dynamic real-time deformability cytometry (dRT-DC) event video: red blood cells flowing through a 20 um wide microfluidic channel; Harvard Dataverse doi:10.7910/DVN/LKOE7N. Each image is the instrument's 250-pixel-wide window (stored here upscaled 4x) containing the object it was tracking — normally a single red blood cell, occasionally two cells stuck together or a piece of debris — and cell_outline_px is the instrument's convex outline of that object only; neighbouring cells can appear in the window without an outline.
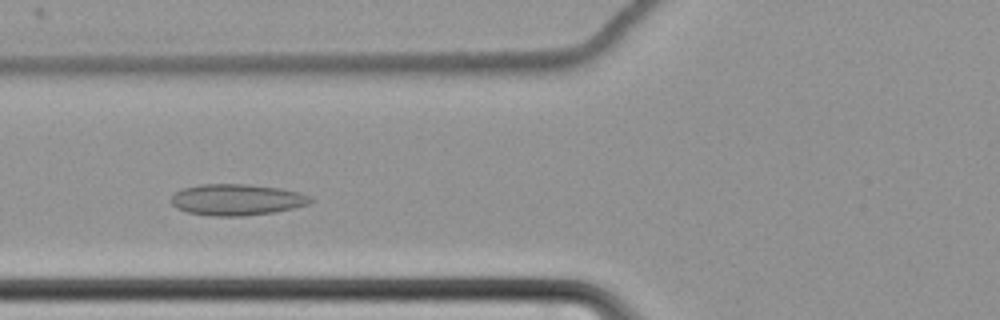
{"species": "common noctule bat (a hibernating species)", "species_latin": "Nyctalus noctula", "temperature_condition": "cold", "stored_images_in_passage": 45, "camera_frame_rate_fps": 3000, "um_per_image_px": 0.085, "animal": {"sex": "female", "body_mass_g": 22.7, "forearm_length_mm": 54.2}, "frame": {"image": 1, "passage_image": 14, "time_ms": 4.333, "image_size_px": [1000, 320], "cell_outline_px": [[312, 200], [308, 204], [292, 208], [272, 212], [244, 216], [212, 216], [188, 212], [176, 208], [172, 204], [172, 196], [176, 192], [184, 188], [200, 184], [248, 184], [280, 188], [300, 192], [308, 196]], "centroid_in_image_um": [20.11, 16.97], "position_along_channel_um": 105.7, "area_um2": 25.2}}
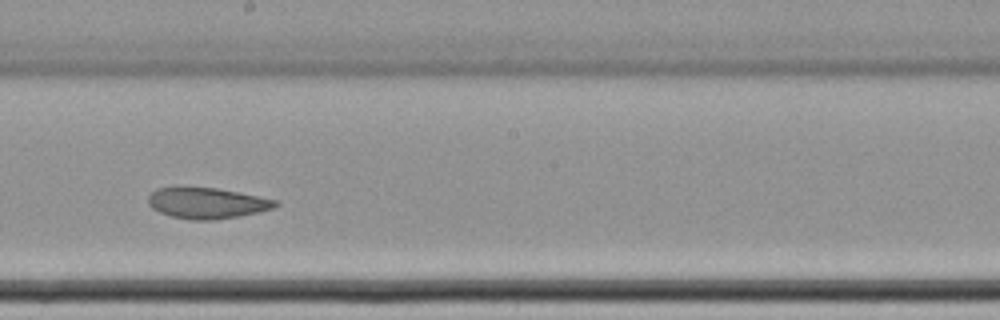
{"frame": {"image": 2, "passage_image": 25, "time_ms": 8.0, "image_size_px": [1000, 320], "cell_outline_px": [[280, 204], [272, 208], [240, 216], [212, 220], [192, 220], [172, 216], [160, 212], [152, 208], [148, 204], [148, 196], [156, 188], [176, 184], [180, 184], [216, 188], [280, 200]], "centroid_in_image_um": [17.53, 17.21], "position_along_channel_um": 230.7, "area_um2": 23.58}}
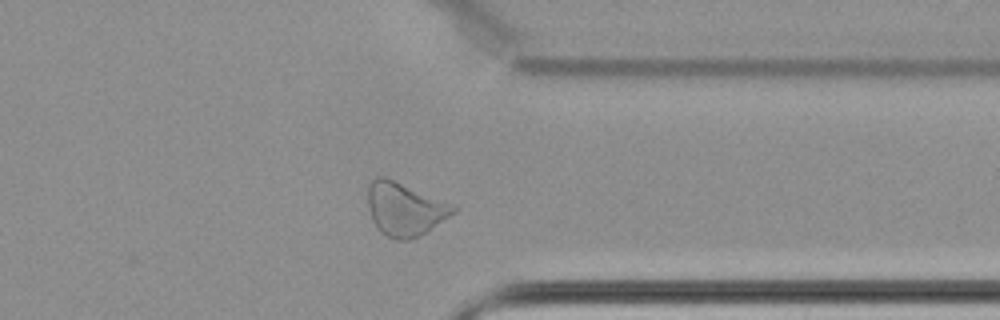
{"frame": {"image": 3, "passage_image": 38, "time_ms": 12.333, "image_size_px": [1000, 320], "cell_outline_px": [[460, 208], [456, 212], [420, 236], [408, 240], [396, 240], [380, 232], [376, 228], [372, 220], [368, 208], [368, 184], [376, 176], [384, 176], [456, 204]], "centroid_in_image_um": [34.43, 17.76], "position_along_channel_um": 377.0, "area_um2": 26.99}, "authors_computed_cell_mechanics": {"area_um2": 24.854, "velocity_mm_per_s": 3.4141, "shape_relaxation_time_tau1_ms": null, "shape_relaxation_time_tau2_ms": 9.9424, "deformation_change_tau1": null, "deformation_change_tau2": 0.1423}}